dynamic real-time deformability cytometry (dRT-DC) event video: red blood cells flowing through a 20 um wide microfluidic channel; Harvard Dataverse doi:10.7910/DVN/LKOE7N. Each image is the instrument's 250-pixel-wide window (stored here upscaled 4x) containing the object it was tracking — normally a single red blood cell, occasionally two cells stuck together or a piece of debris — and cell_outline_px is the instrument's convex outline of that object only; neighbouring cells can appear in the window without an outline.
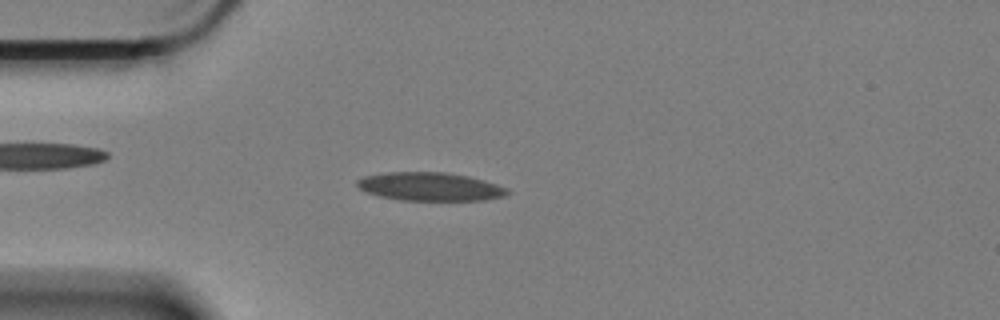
{"species": "Egyptian fruit bat (a non-hibernating species)", "species_latin": "Rousettus aegyptiacus", "temperature_condition": "cold", "stored_images_in_passage": 58, "camera_frame_rate_fps": 3000, "um_per_image_px": 0.085, "animal": {"sex": "female"}, "frame": {"image": 1, "passage_image": 14, "time_ms": 4.333, "image_size_px": [1000, 320], "cell_outline_px": [[512, 192], [504, 196], [484, 200], [400, 200], [380, 196], [368, 192], [360, 188], [356, 184], [356, 180], [364, 176], [388, 172], [448, 172], [468, 176], [484, 180], [508, 188]], "centroid_in_image_um": [36.59, 15.86], "position_along_channel_um": 48.4, "area_um2": 24.85}}
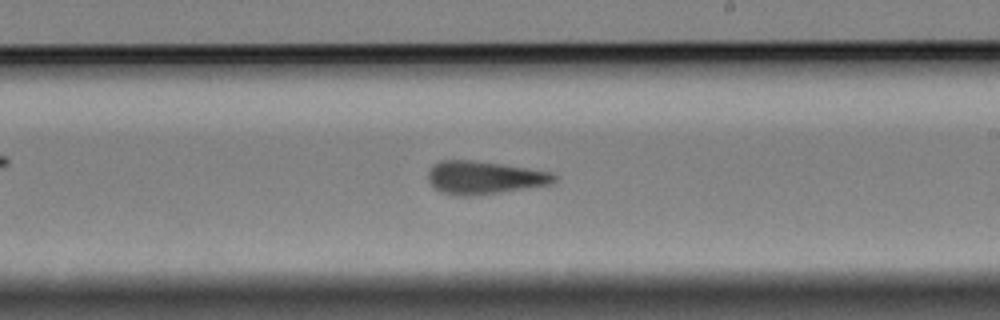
{"frame": {"image": 2, "passage_image": 33, "time_ms": 10.667, "image_size_px": [1000, 320], "cell_outline_px": [[556, 180], [552, 184], [468, 196], [456, 196], [440, 192], [428, 184], [428, 172], [432, 164], [440, 160], [472, 160], [500, 164], [552, 172], [556, 176]], "centroid_in_image_um": [41.09, 15.09], "position_along_channel_um": 247.9, "area_um2": 24.16}}
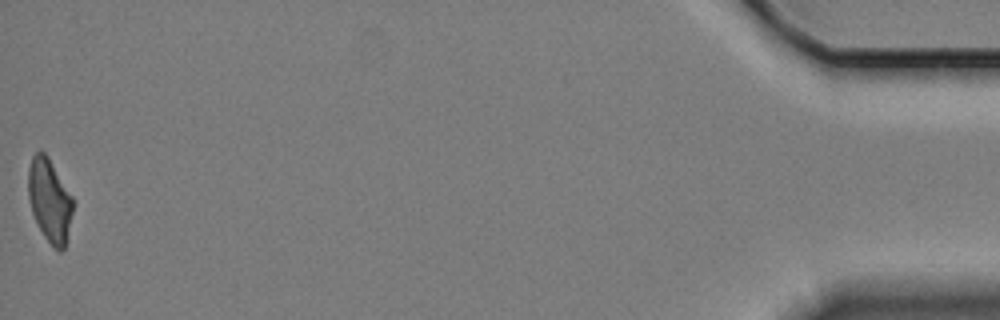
{"frame": {"image": 3, "passage_image": 58, "time_ms": 19.0, "image_size_px": [1000, 320], "cell_outline_px": [[72, 212], [64, 248], [60, 252], [44, 236], [32, 212], [28, 200], [28, 168], [32, 156], [36, 152], [44, 152], [48, 156], [72, 196]], "centroid_in_image_um": [4.19, 16.98], "position_along_channel_um": 431.0, "area_um2": 21.21}, "authors_computed_cell_mechanics": {"area_um2": 24.1604, "velocity_mm_per_s": 3.3353, "shape_relaxation_time_tau1_ms": null, "shape_relaxation_time_tau2_ms": 4.2238, "deformation_change_tau1": null, "deformation_change_tau2": 0.12}}